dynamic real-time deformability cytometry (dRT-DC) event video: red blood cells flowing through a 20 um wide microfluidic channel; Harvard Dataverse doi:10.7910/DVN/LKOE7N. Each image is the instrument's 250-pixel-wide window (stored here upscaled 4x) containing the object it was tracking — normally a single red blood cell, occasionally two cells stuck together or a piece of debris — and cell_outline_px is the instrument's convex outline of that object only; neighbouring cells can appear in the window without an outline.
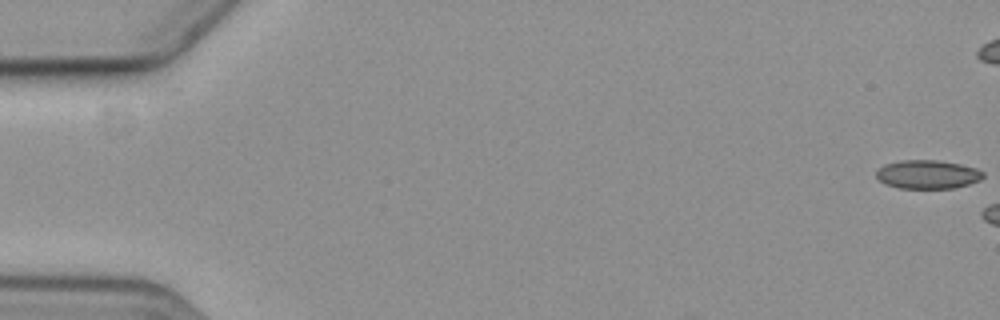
{"species": "common noctule bat (a hibernating species)", "species_latin": "Nyctalus noctula", "temperature_condition": "cold", "stored_images_in_passage": 9, "camera_frame_rate_fps": 3000, "um_per_image_px": 0.085, "animal": {"sex": "female", "body_mass_g": 19.3, "forearm_length_mm": 54.1}, "frame": {"image": 1, "passage_image": 1, "time_ms": 0.0, "image_size_px": [1000, 320], "cell_outline_px": [[984, 176], [980, 180], [968, 184], [952, 188], [900, 188], [884, 184], [876, 176], [876, 168], [884, 164], [900, 160], [936, 160], [960, 164], [976, 168], [984, 172]], "centroid_in_image_um": [78.81, 14.81], "position_along_channel_um": 6.2, "area_um2": 17.92}}